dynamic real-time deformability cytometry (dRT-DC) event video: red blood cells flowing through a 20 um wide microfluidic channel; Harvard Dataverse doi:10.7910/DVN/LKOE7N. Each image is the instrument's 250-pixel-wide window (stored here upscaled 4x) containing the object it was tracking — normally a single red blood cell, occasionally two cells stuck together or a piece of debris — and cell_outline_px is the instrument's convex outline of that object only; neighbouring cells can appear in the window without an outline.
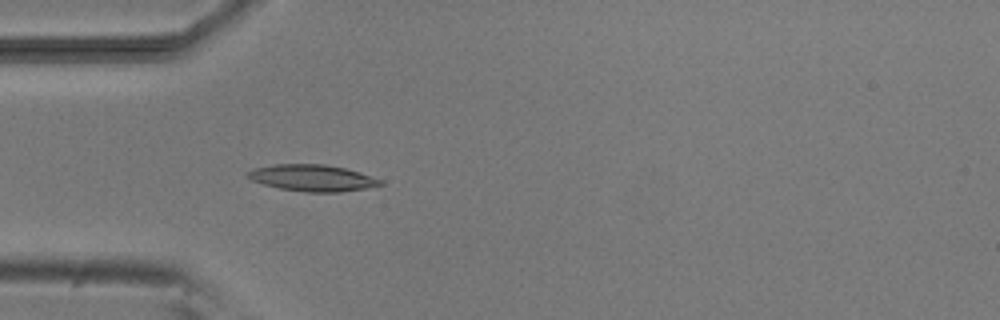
{"species": "common noctule bat (a hibernating species)", "species_latin": "Nyctalus noctula", "temperature_condition": "room temperature", "stored_images_in_passage": 4, "camera_frame_rate_fps": 3000, "um_per_image_px": 0.085, "animal": {"sex": "male", "body_mass_g": 20.5, "forearm_length_mm": 52.5}, "frame": {"image": 1, "passage_image": 4, "time_ms": 4.333, "image_size_px": [1000, 320], "cell_outline_px": [[384, 184], [364, 188], [340, 192], [304, 192], [280, 188], [264, 184], [252, 180], [244, 176], [248, 172], [256, 168], [276, 164], [324, 164], [344, 168], [360, 172], [384, 180]], "centroid_in_image_um": [26.58, 15.12], "position_along_channel_um": 58.4, "area_um2": 20.4}}